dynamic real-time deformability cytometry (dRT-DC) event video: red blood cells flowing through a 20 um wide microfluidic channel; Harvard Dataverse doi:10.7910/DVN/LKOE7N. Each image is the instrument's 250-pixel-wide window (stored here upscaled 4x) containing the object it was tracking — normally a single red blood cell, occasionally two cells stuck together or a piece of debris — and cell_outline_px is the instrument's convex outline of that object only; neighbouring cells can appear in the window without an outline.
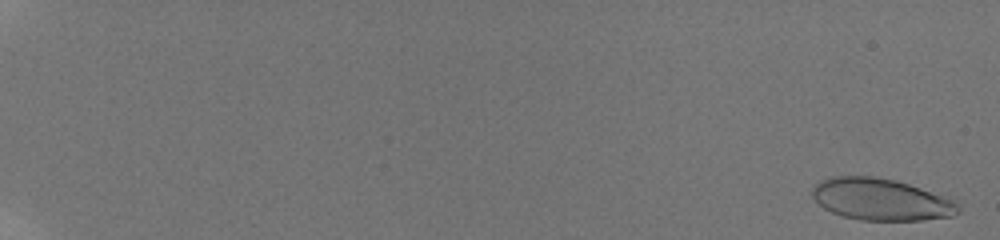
{"species": "human", "species_latin": "Homo sapiens", "temperature_condition": "room temperature", "stored_images_in_passage": 50, "camera_frame_rate_fps": 3000, "um_per_image_px": 0.085, "donor": {"sex": "male"}, "frame": {"image": 1, "passage_image": 2, "time_ms": 0.333, "image_size_px": [1000, 240], "cell_outline_px": [[960, 212], [956, 216], [924, 220], [860, 220], [844, 216], [832, 212], [824, 208], [812, 196], [812, 188], [820, 180], [832, 176], [876, 176], [896, 180], [956, 200], [960, 204]], "centroid_in_image_um": [74.92, 16.95], "position_along_channel_um": 10.1, "area_um2": 35.78}}
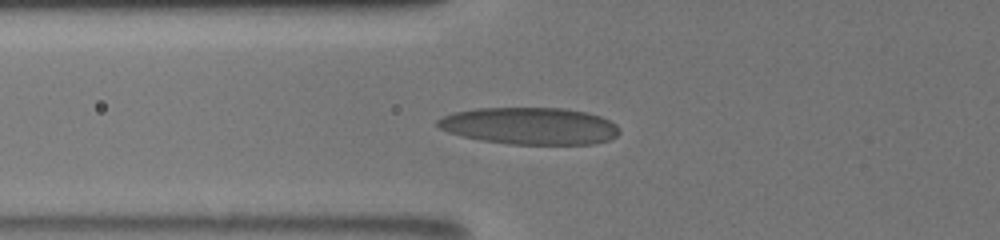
{"frame": {"image": 2, "passage_image": 37, "time_ms": 8.333, "image_size_px": [1000, 240], "cell_outline_px": [[620, 132], [616, 136], [608, 140], [592, 144], [508, 144], [480, 140], [448, 132], [440, 128], [436, 124], [436, 120], [452, 112], [476, 108], [560, 108], [584, 112], [600, 116], [616, 124], [620, 128]], "centroid_in_image_um": [45.02, 10.7], "position_along_channel_um": 80.8, "area_um2": 39.19}}
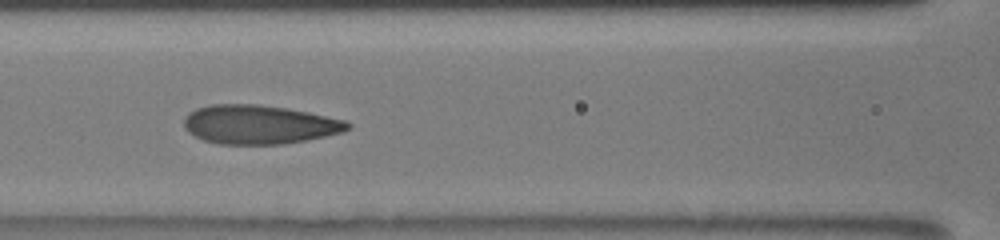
{"frame": {"image": 3, "passage_image": 47, "time_ms": 10.0, "image_size_px": [1000, 240], "cell_outline_px": [[352, 128], [344, 132], [284, 144], [220, 144], [204, 140], [188, 132], [184, 128], [184, 116], [188, 112], [196, 108], [208, 104], [260, 104], [288, 108], [348, 120], [352, 124]], "centroid_in_image_um": [22.05, 10.57], "position_along_channel_um": 144.6, "area_um2": 37.51}}